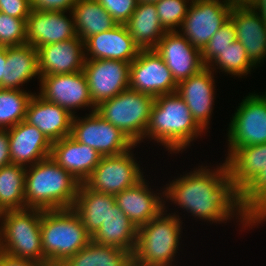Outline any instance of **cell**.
I'll use <instances>...</instances> for the list:
<instances>
[{
    "label": "cell",
    "instance_id": "836d02e7",
    "mask_svg": "<svg viewBox=\"0 0 266 266\" xmlns=\"http://www.w3.org/2000/svg\"><path fill=\"white\" fill-rule=\"evenodd\" d=\"M191 2L192 0H159L155 3L159 20L167 32L179 31Z\"/></svg>",
    "mask_w": 266,
    "mask_h": 266
},
{
    "label": "cell",
    "instance_id": "e0dca14e",
    "mask_svg": "<svg viewBox=\"0 0 266 266\" xmlns=\"http://www.w3.org/2000/svg\"><path fill=\"white\" fill-rule=\"evenodd\" d=\"M31 10L26 19V41L36 49L77 36L72 12Z\"/></svg>",
    "mask_w": 266,
    "mask_h": 266
},
{
    "label": "cell",
    "instance_id": "4dcf8cb0",
    "mask_svg": "<svg viewBox=\"0 0 266 266\" xmlns=\"http://www.w3.org/2000/svg\"><path fill=\"white\" fill-rule=\"evenodd\" d=\"M25 169L16 164L0 168V213L25 209Z\"/></svg>",
    "mask_w": 266,
    "mask_h": 266
},
{
    "label": "cell",
    "instance_id": "f6af8a7d",
    "mask_svg": "<svg viewBox=\"0 0 266 266\" xmlns=\"http://www.w3.org/2000/svg\"><path fill=\"white\" fill-rule=\"evenodd\" d=\"M123 266H154L139 260L134 254H131Z\"/></svg>",
    "mask_w": 266,
    "mask_h": 266
},
{
    "label": "cell",
    "instance_id": "d6a6232c",
    "mask_svg": "<svg viewBox=\"0 0 266 266\" xmlns=\"http://www.w3.org/2000/svg\"><path fill=\"white\" fill-rule=\"evenodd\" d=\"M215 66V67H214ZM221 72L226 73L227 75L232 76H247L251 74V70L257 67L250 61L246 49L241 44V42L235 40L222 51V54L218 55L209 65L208 68L214 73L217 72V69ZM252 68V69H251Z\"/></svg>",
    "mask_w": 266,
    "mask_h": 266
},
{
    "label": "cell",
    "instance_id": "f1b7e54d",
    "mask_svg": "<svg viewBox=\"0 0 266 266\" xmlns=\"http://www.w3.org/2000/svg\"><path fill=\"white\" fill-rule=\"evenodd\" d=\"M71 12L76 34L83 42L94 34L111 30L118 25L96 0H76Z\"/></svg>",
    "mask_w": 266,
    "mask_h": 266
},
{
    "label": "cell",
    "instance_id": "f546056e",
    "mask_svg": "<svg viewBox=\"0 0 266 266\" xmlns=\"http://www.w3.org/2000/svg\"><path fill=\"white\" fill-rule=\"evenodd\" d=\"M131 254L115 246L101 245L91 240L60 266H123Z\"/></svg>",
    "mask_w": 266,
    "mask_h": 266
},
{
    "label": "cell",
    "instance_id": "7c38bea8",
    "mask_svg": "<svg viewBox=\"0 0 266 266\" xmlns=\"http://www.w3.org/2000/svg\"><path fill=\"white\" fill-rule=\"evenodd\" d=\"M129 89L157 97L176 92L177 83L163 59L148 49L130 63Z\"/></svg>",
    "mask_w": 266,
    "mask_h": 266
},
{
    "label": "cell",
    "instance_id": "8d00e7d4",
    "mask_svg": "<svg viewBox=\"0 0 266 266\" xmlns=\"http://www.w3.org/2000/svg\"><path fill=\"white\" fill-rule=\"evenodd\" d=\"M117 24H126L137 7L136 0H96Z\"/></svg>",
    "mask_w": 266,
    "mask_h": 266
},
{
    "label": "cell",
    "instance_id": "74e56055",
    "mask_svg": "<svg viewBox=\"0 0 266 266\" xmlns=\"http://www.w3.org/2000/svg\"><path fill=\"white\" fill-rule=\"evenodd\" d=\"M0 12L19 19H27L31 12L30 0H0Z\"/></svg>",
    "mask_w": 266,
    "mask_h": 266
},
{
    "label": "cell",
    "instance_id": "44dd1931",
    "mask_svg": "<svg viewBox=\"0 0 266 266\" xmlns=\"http://www.w3.org/2000/svg\"><path fill=\"white\" fill-rule=\"evenodd\" d=\"M12 164L31 166L51 155L52 143L34 125L25 120L8 129Z\"/></svg>",
    "mask_w": 266,
    "mask_h": 266
},
{
    "label": "cell",
    "instance_id": "5b68a950",
    "mask_svg": "<svg viewBox=\"0 0 266 266\" xmlns=\"http://www.w3.org/2000/svg\"><path fill=\"white\" fill-rule=\"evenodd\" d=\"M43 263L60 266L91 241L82 220L72 208L42 210Z\"/></svg>",
    "mask_w": 266,
    "mask_h": 266
},
{
    "label": "cell",
    "instance_id": "52a82bcc",
    "mask_svg": "<svg viewBox=\"0 0 266 266\" xmlns=\"http://www.w3.org/2000/svg\"><path fill=\"white\" fill-rule=\"evenodd\" d=\"M166 208L164 206L157 217L138 227L133 254L139 260L154 266H172L179 250L183 222L175 212L173 215L167 214Z\"/></svg>",
    "mask_w": 266,
    "mask_h": 266
},
{
    "label": "cell",
    "instance_id": "484cf974",
    "mask_svg": "<svg viewBox=\"0 0 266 266\" xmlns=\"http://www.w3.org/2000/svg\"><path fill=\"white\" fill-rule=\"evenodd\" d=\"M137 233L138 228L115 203L91 240L101 245L115 246L133 254Z\"/></svg>",
    "mask_w": 266,
    "mask_h": 266
},
{
    "label": "cell",
    "instance_id": "4fadbf2b",
    "mask_svg": "<svg viewBox=\"0 0 266 266\" xmlns=\"http://www.w3.org/2000/svg\"><path fill=\"white\" fill-rule=\"evenodd\" d=\"M40 93L38 94L49 102L60 105L73 116L75 110L88 107L95 111L96 107L90 95L86 76L82 71L48 75L40 77Z\"/></svg>",
    "mask_w": 266,
    "mask_h": 266
},
{
    "label": "cell",
    "instance_id": "ba28073f",
    "mask_svg": "<svg viewBox=\"0 0 266 266\" xmlns=\"http://www.w3.org/2000/svg\"><path fill=\"white\" fill-rule=\"evenodd\" d=\"M154 100L152 95L127 89L100 103L95 112L137 145L143 142Z\"/></svg>",
    "mask_w": 266,
    "mask_h": 266
},
{
    "label": "cell",
    "instance_id": "ab89813d",
    "mask_svg": "<svg viewBox=\"0 0 266 266\" xmlns=\"http://www.w3.org/2000/svg\"><path fill=\"white\" fill-rule=\"evenodd\" d=\"M0 266H53L49 263H39L32 260L17 258L0 250Z\"/></svg>",
    "mask_w": 266,
    "mask_h": 266
},
{
    "label": "cell",
    "instance_id": "7402d4cb",
    "mask_svg": "<svg viewBox=\"0 0 266 266\" xmlns=\"http://www.w3.org/2000/svg\"><path fill=\"white\" fill-rule=\"evenodd\" d=\"M73 117L60 105L34 93L28 103L25 121L37 127L53 143L71 135Z\"/></svg>",
    "mask_w": 266,
    "mask_h": 266
},
{
    "label": "cell",
    "instance_id": "3957f363",
    "mask_svg": "<svg viewBox=\"0 0 266 266\" xmlns=\"http://www.w3.org/2000/svg\"><path fill=\"white\" fill-rule=\"evenodd\" d=\"M202 132L205 131L193 119L186 102L174 92L155 97L143 140L151 138L169 152L179 154Z\"/></svg>",
    "mask_w": 266,
    "mask_h": 266
},
{
    "label": "cell",
    "instance_id": "b9f144b4",
    "mask_svg": "<svg viewBox=\"0 0 266 266\" xmlns=\"http://www.w3.org/2000/svg\"><path fill=\"white\" fill-rule=\"evenodd\" d=\"M231 8H252L257 0H226Z\"/></svg>",
    "mask_w": 266,
    "mask_h": 266
},
{
    "label": "cell",
    "instance_id": "2e32d148",
    "mask_svg": "<svg viewBox=\"0 0 266 266\" xmlns=\"http://www.w3.org/2000/svg\"><path fill=\"white\" fill-rule=\"evenodd\" d=\"M214 72L207 66L177 84L176 92L186 102L193 119L203 129H209L215 96Z\"/></svg>",
    "mask_w": 266,
    "mask_h": 266
},
{
    "label": "cell",
    "instance_id": "30bf717a",
    "mask_svg": "<svg viewBox=\"0 0 266 266\" xmlns=\"http://www.w3.org/2000/svg\"><path fill=\"white\" fill-rule=\"evenodd\" d=\"M133 154L130 149L123 154L102 156L84 184L96 192L112 195L133 187L144 178V172Z\"/></svg>",
    "mask_w": 266,
    "mask_h": 266
},
{
    "label": "cell",
    "instance_id": "7bdbcfd3",
    "mask_svg": "<svg viewBox=\"0 0 266 266\" xmlns=\"http://www.w3.org/2000/svg\"><path fill=\"white\" fill-rule=\"evenodd\" d=\"M252 9L260 15L266 24V0H257Z\"/></svg>",
    "mask_w": 266,
    "mask_h": 266
},
{
    "label": "cell",
    "instance_id": "6da1fadb",
    "mask_svg": "<svg viewBox=\"0 0 266 266\" xmlns=\"http://www.w3.org/2000/svg\"><path fill=\"white\" fill-rule=\"evenodd\" d=\"M219 165L212 170L198 165L180 175L163 188L164 199L204 222L227 223L236 215L245 230L265 222L266 189L245 168Z\"/></svg>",
    "mask_w": 266,
    "mask_h": 266
},
{
    "label": "cell",
    "instance_id": "ac0fdd59",
    "mask_svg": "<svg viewBox=\"0 0 266 266\" xmlns=\"http://www.w3.org/2000/svg\"><path fill=\"white\" fill-rule=\"evenodd\" d=\"M85 59H110L131 63L141 50L133 41L125 24L94 34L84 41Z\"/></svg>",
    "mask_w": 266,
    "mask_h": 266
},
{
    "label": "cell",
    "instance_id": "8fae6325",
    "mask_svg": "<svg viewBox=\"0 0 266 266\" xmlns=\"http://www.w3.org/2000/svg\"><path fill=\"white\" fill-rule=\"evenodd\" d=\"M231 10L226 0H192L178 32L202 51L229 20Z\"/></svg>",
    "mask_w": 266,
    "mask_h": 266
},
{
    "label": "cell",
    "instance_id": "277c9868",
    "mask_svg": "<svg viewBox=\"0 0 266 266\" xmlns=\"http://www.w3.org/2000/svg\"><path fill=\"white\" fill-rule=\"evenodd\" d=\"M81 182L51 157L25 169V208L57 210L72 208Z\"/></svg>",
    "mask_w": 266,
    "mask_h": 266
},
{
    "label": "cell",
    "instance_id": "5bb4252c",
    "mask_svg": "<svg viewBox=\"0 0 266 266\" xmlns=\"http://www.w3.org/2000/svg\"><path fill=\"white\" fill-rule=\"evenodd\" d=\"M86 76L94 106L129 89L130 63L120 60H85Z\"/></svg>",
    "mask_w": 266,
    "mask_h": 266
},
{
    "label": "cell",
    "instance_id": "9a60e30c",
    "mask_svg": "<svg viewBox=\"0 0 266 266\" xmlns=\"http://www.w3.org/2000/svg\"><path fill=\"white\" fill-rule=\"evenodd\" d=\"M154 50L171 70L177 84L205 67L201 51L178 31L166 32Z\"/></svg>",
    "mask_w": 266,
    "mask_h": 266
},
{
    "label": "cell",
    "instance_id": "bcb514c9",
    "mask_svg": "<svg viewBox=\"0 0 266 266\" xmlns=\"http://www.w3.org/2000/svg\"><path fill=\"white\" fill-rule=\"evenodd\" d=\"M137 3H156L158 2L159 0H136Z\"/></svg>",
    "mask_w": 266,
    "mask_h": 266
},
{
    "label": "cell",
    "instance_id": "f35d334b",
    "mask_svg": "<svg viewBox=\"0 0 266 266\" xmlns=\"http://www.w3.org/2000/svg\"><path fill=\"white\" fill-rule=\"evenodd\" d=\"M76 0H30L31 10L71 12Z\"/></svg>",
    "mask_w": 266,
    "mask_h": 266
},
{
    "label": "cell",
    "instance_id": "7a4b0ae2",
    "mask_svg": "<svg viewBox=\"0 0 266 266\" xmlns=\"http://www.w3.org/2000/svg\"><path fill=\"white\" fill-rule=\"evenodd\" d=\"M229 123L227 162L245 168L266 189V92L242 99Z\"/></svg>",
    "mask_w": 266,
    "mask_h": 266
},
{
    "label": "cell",
    "instance_id": "603a6c76",
    "mask_svg": "<svg viewBox=\"0 0 266 266\" xmlns=\"http://www.w3.org/2000/svg\"><path fill=\"white\" fill-rule=\"evenodd\" d=\"M50 157L81 183L91 175L102 158L94 148L77 142L71 136L53 142Z\"/></svg>",
    "mask_w": 266,
    "mask_h": 266
},
{
    "label": "cell",
    "instance_id": "cb8c5ba5",
    "mask_svg": "<svg viewBox=\"0 0 266 266\" xmlns=\"http://www.w3.org/2000/svg\"><path fill=\"white\" fill-rule=\"evenodd\" d=\"M236 40L246 49L250 61L260 67L266 59V24L252 8H232L230 17Z\"/></svg>",
    "mask_w": 266,
    "mask_h": 266
},
{
    "label": "cell",
    "instance_id": "60d3db41",
    "mask_svg": "<svg viewBox=\"0 0 266 266\" xmlns=\"http://www.w3.org/2000/svg\"><path fill=\"white\" fill-rule=\"evenodd\" d=\"M12 164L9 151L8 129H0V168Z\"/></svg>",
    "mask_w": 266,
    "mask_h": 266
},
{
    "label": "cell",
    "instance_id": "4316f807",
    "mask_svg": "<svg viewBox=\"0 0 266 266\" xmlns=\"http://www.w3.org/2000/svg\"><path fill=\"white\" fill-rule=\"evenodd\" d=\"M115 203L114 195L96 192L81 183L72 209L80 217L87 233L92 237Z\"/></svg>",
    "mask_w": 266,
    "mask_h": 266
},
{
    "label": "cell",
    "instance_id": "ee69618b",
    "mask_svg": "<svg viewBox=\"0 0 266 266\" xmlns=\"http://www.w3.org/2000/svg\"><path fill=\"white\" fill-rule=\"evenodd\" d=\"M6 47L0 46V88H2V77L6 64Z\"/></svg>",
    "mask_w": 266,
    "mask_h": 266
},
{
    "label": "cell",
    "instance_id": "1f68e13d",
    "mask_svg": "<svg viewBox=\"0 0 266 266\" xmlns=\"http://www.w3.org/2000/svg\"><path fill=\"white\" fill-rule=\"evenodd\" d=\"M33 95L22 88H0V129H9L25 120L28 103Z\"/></svg>",
    "mask_w": 266,
    "mask_h": 266
},
{
    "label": "cell",
    "instance_id": "d4e9b609",
    "mask_svg": "<svg viewBox=\"0 0 266 266\" xmlns=\"http://www.w3.org/2000/svg\"><path fill=\"white\" fill-rule=\"evenodd\" d=\"M6 59L2 89L20 90L35 77L40 81L38 51L32 44L6 47Z\"/></svg>",
    "mask_w": 266,
    "mask_h": 266
},
{
    "label": "cell",
    "instance_id": "e575fe53",
    "mask_svg": "<svg viewBox=\"0 0 266 266\" xmlns=\"http://www.w3.org/2000/svg\"><path fill=\"white\" fill-rule=\"evenodd\" d=\"M236 40L235 27L229 19L220 29L211 37L208 44L201 51V58L204 66H207L222 54V51Z\"/></svg>",
    "mask_w": 266,
    "mask_h": 266
},
{
    "label": "cell",
    "instance_id": "ffe728a7",
    "mask_svg": "<svg viewBox=\"0 0 266 266\" xmlns=\"http://www.w3.org/2000/svg\"><path fill=\"white\" fill-rule=\"evenodd\" d=\"M146 181L143 178L133 187L114 195L120 210L137 228L157 217L164 210L166 203L163 198L164 190L154 193Z\"/></svg>",
    "mask_w": 266,
    "mask_h": 266
},
{
    "label": "cell",
    "instance_id": "8992f818",
    "mask_svg": "<svg viewBox=\"0 0 266 266\" xmlns=\"http://www.w3.org/2000/svg\"><path fill=\"white\" fill-rule=\"evenodd\" d=\"M42 210L25 208L0 213V250L17 258L43 263Z\"/></svg>",
    "mask_w": 266,
    "mask_h": 266
},
{
    "label": "cell",
    "instance_id": "d590c367",
    "mask_svg": "<svg viewBox=\"0 0 266 266\" xmlns=\"http://www.w3.org/2000/svg\"><path fill=\"white\" fill-rule=\"evenodd\" d=\"M27 44L26 19L0 12V46L12 47Z\"/></svg>",
    "mask_w": 266,
    "mask_h": 266
},
{
    "label": "cell",
    "instance_id": "9c48e42d",
    "mask_svg": "<svg viewBox=\"0 0 266 266\" xmlns=\"http://www.w3.org/2000/svg\"><path fill=\"white\" fill-rule=\"evenodd\" d=\"M89 112L83 118L73 117L70 135L73 139L94 148L101 156H115L136 148L120 129L95 111Z\"/></svg>",
    "mask_w": 266,
    "mask_h": 266
},
{
    "label": "cell",
    "instance_id": "83f0119b",
    "mask_svg": "<svg viewBox=\"0 0 266 266\" xmlns=\"http://www.w3.org/2000/svg\"><path fill=\"white\" fill-rule=\"evenodd\" d=\"M125 26L141 50L154 49L167 32L159 20L155 3L137 4Z\"/></svg>",
    "mask_w": 266,
    "mask_h": 266
},
{
    "label": "cell",
    "instance_id": "d6986e66",
    "mask_svg": "<svg viewBox=\"0 0 266 266\" xmlns=\"http://www.w3.org/2000/svg\"><path fill=\"white\" fill-rule=\"evenodd\" d=\"M37 51L40 76L82 71L86 60L84 42L78 36L41 46Z\"/></svg>",
    "mask_w": 266,
    "mask_h": 266
}]
</instances>
